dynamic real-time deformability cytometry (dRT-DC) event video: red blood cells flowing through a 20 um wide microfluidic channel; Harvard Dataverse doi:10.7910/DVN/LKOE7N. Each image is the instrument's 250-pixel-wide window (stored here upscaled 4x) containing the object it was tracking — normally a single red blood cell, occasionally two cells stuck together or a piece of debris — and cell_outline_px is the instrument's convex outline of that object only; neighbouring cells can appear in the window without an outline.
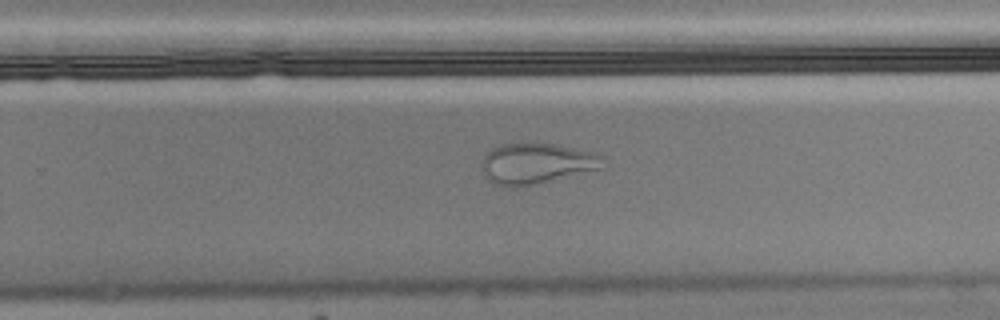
{"species": "Egyptian fruit bat (a non-hibernating species)", "species_latin": "Rousettus aegyptiacus", "temperature_condition": "cold", "stored_images_in_passage": 51, "camera_frame_rate_fps": 3000, "um_per_image_px": 0.085, "animal": {"sex": "male"}, "frame": {"image": 1, "passage_image": 30, "time_ms": 9.667, "image_size_px": [1000, 320], "cell_outline_px": [[604, 168], [536, 184], [516, 188], [504, 188], [492, 184], [484, 176], [480, 164], [480, 160], [492, 148], [500, 144], [552, 144], [596, 152], [604, 156]], "centroid_in_image_um": [45.58, 13.93], "position_along_channel_um": 284.2, "area_um2": 29.25}, "authors_computed_cell_mechanics": {"area_um2": 26.299, "velocity_mm_per_s": 3.5133, "shape_relaxation_time_tau1_ms": null, "shape_relaxation_time_tau2_ms": 1.2483, "deformation_change_tau1": null, "deformation_change_tau2": 0.084}}